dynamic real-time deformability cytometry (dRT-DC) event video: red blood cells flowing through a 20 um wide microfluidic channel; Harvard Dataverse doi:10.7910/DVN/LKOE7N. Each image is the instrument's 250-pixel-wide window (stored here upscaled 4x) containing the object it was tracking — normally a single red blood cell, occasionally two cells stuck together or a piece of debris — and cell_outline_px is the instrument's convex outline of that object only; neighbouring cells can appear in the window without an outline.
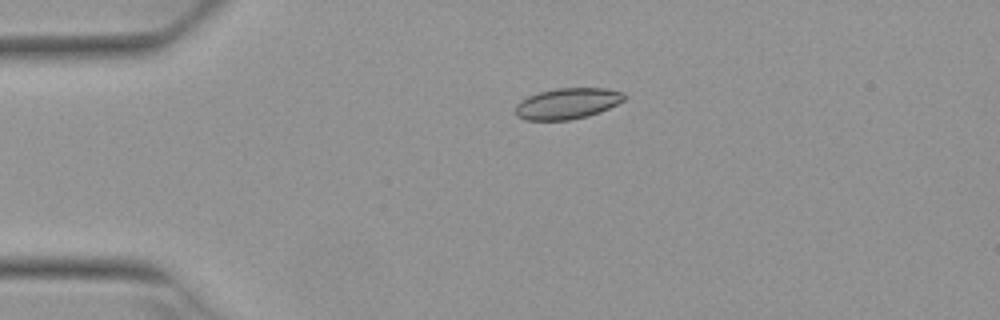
{"species": "Egyptian fruit bat (a non-hibernating species)", "species_latin": "Rousettus aegyptiacus", "temperature_condition": "warm", "stored_images_in_passage": 2, "camera_frame_rate_fps": 3000, "um_per_image_px": 0.085, "animal": {"sex": "female"}, "frame": {"image": 1, "passage_image": 1, "time_ms": 0.0, "image_size_px": [1000, 320], "cell_outline_px": [[628, 96], [624, 100], [600, 112], [588, 116], [568, 120], [524, 120], [516, 116], [516, 104], [520, 100], [528, 96], [540, 92], [556, 88], [604, 88], [624, 92]], "centroid_in_image_um": [48.23, 8.8], "position_along_channel_um": 36.8, "area_um2": 19.71}}